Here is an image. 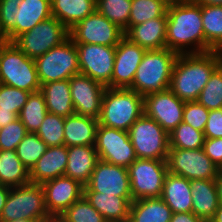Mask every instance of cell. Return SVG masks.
I'll return each instance as SVG.
<instances>
[{
	"label": "cell",
	"instance_id": "obj_1",
	"mask_svg": "<svg viewBox=\"0 0 222 222\" xmlns=\"http://www.w3.org/2000/svg\"><path fill=\"white\" fill-rule=\"evenodd\" d=\"M166 48L178 55L205 53L201 6L193 0L168 6Z\"/></svg>",
	"mask_w": 222,
	"mask_h": 222
},
{
	"label": "cell",
	"instance_id": "obj_2",
	"mask_svg": "<svg viewBox=\"0 0 222 222\" xmlns=\"http://www.w3.org/2000/svg\"><path fill=\"white\" fill-rule=\"evenodd\" d=\"M219 67L215 51L180 54L173 66L169 89L183 101H196L212 73Z\"/></svg>",
	"mask_w": 222,
	"mask_h": 222
},
{
	"label": "cell",
	"instance_id": "obj_3",
	"mask_svg": "<svg viewBox=\"0 0 222 222\" xmlns=\"http://www.w3.org/2000/svg\"><path fill=\"white\" fill-rule=\"evenodd\" d=\"M177 57V53L167 48L146 50L129 89L143 97L169 89L172 70Z\"/></svg>",
	"mask_w": 222,
	"mask_h": 222
},
{
	"label": "cell",
	"instance_id": "obj_4",
	"mask_svg": "<svg viewBox=\"0 0 222 222\" xmlns=\"http://www.w3.org/2000/svg\"><path fill=\"white\" fill-rule=\"evenodd\" d=\"M144 113L143 96L129 88L106 87L98 125L127 131Z\"/></svg>",
	"mask_w": 222,
	"mask_h": 222
},
{
	"label": "cell",
	"instance_id": "obj_5",
	"mask_svg": "<svg viewBox=\"0 0 222 222\" xmlns=\"http://www.w3.org/2000/svg\"><path fill=\"white\" fill-rule=\"evenodd\" d=\"M0 84L31 93L41 89L35 60L27 57L13 42L0 44Z\"/></svg>",
	"mask_w": 222,
	"mask_h": 222
},
{
	"label": "cell",
	"instance_id": "obj_6",
	"mask_svg": "<svg viewBox=\"0 0 222 222\" xmlns=\"http://www.w3.org/2000/svg\"><path fill=\"white\" fill-rule=\"evenodd\" d=\"M49 216L42 185L29 182L25 185L10 187L0 222L17 219L39 220L42 222Z\"/></svg>",
	"mask_w": 222,
	"mask_h": 222
},
{
	"label": "cell",
	"instance_id": "obj_7",
	"mask_svg": "<svg viewBox=\"0 0 222 222\" xmlns=\"http://www.w3.org/2000/svg\"><path fill=\"white\" fill-rule=\"evenodd\" d=\"M40 84L70 79L80 73L76 44L68 37L35 59Z\"/></svg>",
	"mask_w": 222,
	"mask_h": 222
},
{
	"label": "cell",
	"instance_id": "obj_8",
	"mask_svg": "<svg viewBox=\"0 0 222 222\" xmlns=\"http://www.w3.org/2000/svg\"><path fill=\"white\" fill-rule=\"evenodd\" d=\"M137 158L167 160L169 134L144 113L128 130Z\"/></svg>",
	"mask_w": 222,
	"mask_h": 222
},
{
	"label": "cell",
	"instance_id": "obj_9",
	"mask_svg": "<svg viewBox=\"0 0 222 222\" xmlns=\"http://www.w3.org/2000/svg\"><path fill=\"white\" fill-rule=\"evenodd\" d=\"M69 37V30L55 17L41 21L12 42L29 58L36 59Z\"/></svg>",
	"mask_w": 222,
	"mask_h": 222
},
{
	"label": "cell",
	"instance_id": "obj_10",
	"mask_svg": "<svg viewBox=\"0 0 222 222\" xmlns=\"http://www.w3.org/2000/svg\"><path fill=\"white\" fill-rule=\"evenodd\" d=\"M127 170L133 201L161 197L168 173L167 160L137 158Z\"/></svg>",
	"mask_w": 222,
	"mask_h": 222
},
{
	"label": "cell",
	"instance_id": "obj_11",
	"mask_svg": "<svg viewBox=\"0 0 222 222\" xmlns=\"http://www.w3.org/2000/svg\"><path fill=\"white\" fill-rule=\"evenodd\" d=\"M167 166L169 173L188 180L216 179L220 169L205 154L203 148H169Z\"/></svg>",
	"mask_w": 222,
	"mask_h": 222
},
{
	"label": "cell",
	"instance_id": "obj_12",
	"mask_svg": "<svg viewBox=\"0 0 222 222\" xmlns=\"http://www.w3.org/2000/svg\"><path fill=\"white\" fill-rule=\"evenodd\" d=\"M125 36L124 30L95 10L69 30L74 43L117 46Z\"/></svg>",
	"mask_w": 222,
	"mask_h": 222
},
{
	"label": "cell",
	"instance_id": "obj_13",
	"mask_svg": "<svg viewBox=\"0 0 222 222\" xmlns=\"http://www.w3.org/2000/svg\"><path fill=\"white\" fill-rule=\"evenodd\" d=\"M95 149L99 160L128 168L137 159L127 131L98 125Z\"/></svg>",
	"mask_w": 222,
	"mask_h": 222
},
{
	"label": "cell",
	"instance_id": "obj_14",
	"mask_svg": "<svg viewBox=\"0 0 222 222\" xmlns=\"http://www.w3.org/2000/svg\"><path fill=\"white\" fill-rule=\"evenodd\" d=\"M80 74L111 88L116 46L75 43Z\"/></svg>",
	"mask_w": 222,
	"mask_h": 222
},
{
	"label": "cell",
	"instance_id": "obj_15",
	"mask_svg": "<svg viewBox=\"0 0 222 222\" xmlns=\"http://www.w3.org/2000/svg\"><path fill=\"white\" fill-rule=\"evenodd\" d=\"M185 101L170 89L143 97L144 114L154 119L168 134L183 122Z\"/></svg>",
	"mask_w": 222,
	"mask_h": 222
},
{
	"label": "cell",
	"instance_id": "obj_16",
	"mask_svg": "<svg viewBox=\"0 0 222 222\" xmlns=\"http://www.w3.org/2000/svg\"><path fill=\"white\" fill-rule=\"evenodd\" d=\"M83 191H94L121 197H132L126 167L99 160Z\"/></svg>",
	"mask_w": 222,
	"mask_h": 222
},
{
	"label": "cell",
	"instance_id": "obj_17",
	"mask_svg": "<svg viewBox=\"0 0 222 222\" xmlns=\"http://www.w3.org/2000/svg\"><path fill=\"white\" fill-rule=\"evenodd\" d=\"M69 84L74 112L81 116L98 119L106 87L80 73L73 75L69 79Z\"/></svg>",
	"mask_w": 222,
	"mask_h": 222
},
{
	"label": "cell",
	"instance_id": "obj_18",
	"mask_svg": "<svg viewBox=\"0 0 222 222\" xmlns=\"http://www.w3.org/2000/svg\"><path fill=\"white\" fill-rule=\"evenodd\" d=\"M45 205L50 216L62 215L75 201L83 196V188L78 181L65 175L42 184Z\"/></svg>",
	"mask_w": 222,
	"mask_h": 222
},
{
	"label": "cell",
	"instance_id": "obj_19",
	"mask_svg": "<svg viewBox=\"0 0 222 222\" xmlns=\"http://www.w3.org/2000/svg\"><path fill=\"white\" fill-rule=\"evenodd\" d=\"M146 49L125 36L116 46L111 88H129Z\"/></svg>",
	"mask_w": 222,
	"mask_h": 222
},
{
	"label": "cell",
	"instance_id": "obj_20",
	"mask_svg": "<svg viewBox=\"0 0 222 222\" xmlns=\"http://www.w3.org/2000/svg\"><path fill=\"white\" fill-rule=\"evenodd\" d=\"M67 146H51L29 171L30 182L43 183L63 176L67 167Z\"/></svg>",
	"mask_w": 222,
	"mask_h": 222
},
{
	"label": "cell",
	"instance_id": "obj_21",
	"mask_svg": "<svg viewBox=\"0 0 222 222\" xmlns=\"http://www.w3.org/2000/svg\"><path fill=\"white\" fill-rule=\"evenodd\" d=\"M67 167L64 175L86 186L99 161L95 145L67 147Z\"/></svg>",
	"mask_w": 222,
	"mask_h": 222
},
{
	"label": "cell",
	"instance_id": "obj_22",
	"mask_svg": "<svg viewBox=\"0 0 222 222\" xmlns=\"http://www.w3.org/2000/svg\"><path fill=\"white\" fill-rule=\"evenodd\" d=\"M167 17H158L131 26L124 34L133 43L146 50L166 48Z\"/></svg>",
	"mask_w": 222,
	"mask_h": 222
},
{
	"label": "cell",
	"instance_id": "obj_23",
	"mask_svg": "<svg viewBox=\"0 0 222 222\" xmlns=\"http://www.w3.org/2000/svg\"><path fill=\"white\" fill-rule=\"evenodd\" d=\"M86 200L104 217L107 222H128L132 197H121L83 191Z\"/></svg>",
	"mask_w": 222,
	"mask_h": 222
},
{
	"label": "cell",
	"instance_id": "obj_24",
	"mask_svg": "<svg viewBox=\"0 0 222 222\" xmlns=\"http://www.w3.org/2000/svg\"><path fill=\"white\" fill-rule=\"evenodd\" d=\"M192 212L204 222H209L219 206L215 179L190 180Z\"/></svg>",
	"mask_w": 222,
	"mask_h": 222
},
{
	"label": "cell",
	"instance_id": "obj_25",
	"mask_svg": "<svg viewBox=\"0 0 222 222\" xmlns=\"http://www.w3.org/2000/svg\"><path fill=\"white\" fill-rule=\"evenodd\" d=\"M161 198L173 213L192 212L190 180L168 172L164 179Z\"/></svg>",
	"mask_w": 222,
	"mask_h": 222
},
{
	"label": "cell",
	"instance_id": "obj_26",
	"mask_svg": "<svg viewBox=\"0 0 222 222\" xmlns=\"http://www.w3.org/2000/svg\"><path fill=\"white\" fill-rule=\"evenodd\" d=\"M98 119L76 113L64 118V145H95Z\"/></svg>",
	"mask_w": 222,
	"mask_h": 222
},
{
	"label": "cell",
	"instance_id": "obj_27",
	"mask_svg": "<svg viewBox=\"0 0 222 222\" xmlns=\"http://www.w3.org/2000/svg\"><path fill=\"white\" fill-rule=\"evenodd\" d=\"M96 10V0H51V14L68 30Z\"/></svg>",
	"mask_w": 222,
	"mask_h": 222
},
{
	"label": "cell",
	"instance_id": "obj_28",
	"mask_svg": "<svg viewBox=\"0 0 222 222\" xmlns=\"http://www.w3.org/2000/svg\"><path fill=\"white\" fill-rule=\"evenodd\" d=\"M40 91L44 95L49 113L64 118L75 113L69 79L42 84Z\"/></svg>",
	"mask_w": 222,
	"mask_h": 222
},
{
	"label": "cell",
	"instance_id": "obj_29",
	"mask_svg": "<svg viewBox=\"0 0 222 222\" xmlns=\"http://www.w3.org/2000/svg\"><path fill=\"white\" fill-rule=\"evenodd\" d=\"M172 214L161 197L142 198L131 202L128 222H170Z\"/></svg>",
	"mask_w": 222,
	"mask_h": 222
},
{
	"label": "cell",
	"instance_id": "obj_30",
	"mask_svg": "<svg viewBox=\"0 0 222 222\" xmlns=\"http://www.w3.org/2000/svg\"><path fill=\"white\" fill-rule=\"evenodd\" d=\"M51 16V0H21L16 7V37Z\"/></svg>",
	"mask_w": 222,
	"mask_h": 222
},
{
	"label": "cell",
	"instance_id": "obj_31",
	"mask_svg": "<svg viewBox=\"0 0 222 222\" xmlns=\"http://www.w3.org/2000/svg\"><path fill=\"white\" fill-rule=\"evenodd\" d=\"M29 182V170L22 164L16 150H0V185L17 187Z\"/></svg>",
	"mask_w": 222,
	"mask_h": 222
},
{
	"label": "cell",
	"instance_id": "obj_32",
	"mask_svg": "<svg viewBox=\"0 0 222 222\" xmlns=\"http://www.w3.org/2000/svg\"><path fill=\"white\" fill-rule=\"evenodd\" d=\"M205 35V52L215 51L222 44V6H201Z\"/></svg>",
	"mask_w": 222,
	"mask_h": 222
},
{
	"label": "cell",
	"instance_id": "obj_33",
	"mask_svg": "<svg viewBox=\"0 0 222 222\" xmlns=\"http://www.w3.org/2000/svg\"><path fill=\"white\" fill-rule=\"evenodd\" d=\"M47 112L44 95L41 91H37L30 93L18 118L25 125L28 133H36Z\"/></svg>",
	"mask_w": 222,
	"mask_h": 222
},
{
	"label": "cell",
	"instance_id": "obj_34",
	"mask_svg": "<svg viewBox=\"0 0 222 222\" xmlns=\"http://www.w3.org/2000/svg\"><path fill=\"white\" fill-rule=\"evenodd\" d=\"M168 5L161 0H131L128 29L158 17H167Z\"/></svg>",
	"mask_w": 222,
	"mask_h": 222
},
{
	"label": "cell",
	"instance_id": "obj_35",
	"mask_svg": "<svg viewBox=\"0 0 222 222\" xmlns=\"http://www.w3.org/2000/svg\"><path fill=\"white\" fill-rule=\"evenodd\" d=\"M96 10L117 24L124 33L128 30L131 0H96Z\"/></svg>",
	"mask_w": 222,
	"mask_h": 222
},
{
	"label": "cell",
	"instance_id": "obj_36",
	"mask_svg": "<svg viewBox=\"0 0 222 222\" xmlns=\"http://www.w3.org/2000/svg\"><path fill=\"white\" fill-rule=\"evenodd\" d=\"M204 139V132L196 130L191 125L181 122L169 133V148H203Z\"/></svg>",
	"mask_w": 222,
	"mask_h": 222
},
{
	"label": "cell",
	"instance_id": "obj_37",
	"mask_svg": "<svg viewBox=\"0 0 222 222\" xmlns=\"http://www.w3.org/2000/svg\"><path fill=\"white\" fill-rule=\"evenodd\" d=\"M47 148V144L36 133H27L18 144L16 154L22 164L30 171Z\"/></svg>",
	"mask_w": 222,
	"mask_h": 222
},
{
	"label": "cell",
	"instance_id": "obj_38",
	"mask_svg": "<svg viewBox=\"0 0 222 222\" xmlns=\"http://www.w3.org/2000/svg\"><path fill=\"white\" fill-rule=\"evenodd\" d=\"M36 134L48 147L64 145V117L47 112Z\"/></svg>",
	"mask_w": 222,
	"mask_h": 222
},
{
	"label": "cell",
	"instance_id": "obj_39",
	"mask_svg": "<svg viewBox=\"0 0 222 222\" xmlns=\"http://www.w3.org/2000/svg\"><path fill=\"white\" fill-rule=\"evenodd\" d=\"M196 101L208 110L222 108V68L220 66L212 73Z\"/></svg>",
	"mask_w": 222,
	"mask_h": 222
},
{
	"label": "cell",
	"instance_id": "obj_40",
	"mask_svg": "<svg viewBox=\"0 0 222 222\" xmlns=\"http://www.w3.org/2000/svg\"><path fill=\"white\" fill-rule=\"evenodd\" d=\"M61 217L66 222H107L84 196L75 201Z\"/></svg>",
	"mask_w": 222,
	"mask_h": 222
},
{
	"label": "cell",
	"instance_id": "obj_41",
	"mask_svg": "<svg viewBox=\"0 0 222 222\" xmlns=\"http://www.w3.org/2000/svg\"><path fill=\"white\" fill-rule=\"evenodd\" d=\"M21 0H0V36L12 42L16 38V7Z\"/></svg>",
	"mask_w": 222,
	"mask_h": 222
},
{
	"label": "cell",
	"instance_id": "obj_42",
	"mask_svg": "<svg viewBox=\"0 0 222 222\" xmlns=\"http://www.w3.org/2000/svg\"><path fill=\"white\" fill-rule=\"evenodd\" d=\"M31 92L16 87L0 84V111L14 112L17 116Z\"/></svg>",
	"mask_w": 222,
	"mask_h": 222
},
{
	"label": "cell",
	"instance_id": "obj_43",
	"mask_svg": "<svg viewBox=\"0 0 222 222\" xmlns=\"http://www.w3.org/2000/svg\"><path fill=\"white\" fill-rule=\"evenodd\" d=\"M27 133L25 125L19 118L0 128V150H16Z\"/></svg>",
	"mask_w": 222,
	"mask_h": 222
},
{
	"label": "cell",
	"instance_id": "obj_44",
	"mask_svg": "<svg viewBox=\"0 0 222 222\" xmlns=\"http://www.w3.org/2000/svg\"><path fill=\"white\" fill-rule=\"evenodd\" d=\"M209 112L210 110L197 101H186L183 110V122L204 132Z\"/></svg>",
	"mask_w": 222,
	"mask_h": 222
},
{
	"label": "cell",
	"instance_id": "obj_45",
	"mask_svg": "<svg viewBox=\"0 0 222 222\" xmlns=\"http://www.w3.org/2000/svg\"><path fill=\"white\" fill-rule=\"evenodd\" d=\"M205 138H222V108L210 110L204 128Z\"/></svg>",
	"mask_w": 222,
	"mask_h": 222
},
{
	"label": "cell",
	"instance_id": "obj_46",
	"mask_svg": "<svg viewBox=\"0 0 222 222\" xmlns=\"http://www.w3.org/2000/svg\"><path fill=\"white\" fill-rule=\"evenodd\" d=\"M203 149L212 162L222 168V138H205Z\"/></svg>",
	"mask_w": 222,
	"mask_h": 222
},
{
	"label": "cell",
	"instance_id": "obj_47",
	"mask_svg": "<svg viewBox=\"0 0 222 222\" xmlns=\"http://www.w3.org/2000/svg\"><path fill=\"white\" fill-rule=\"evenodd\" d=\"M170 222H204L193 212L173 213Z\"/></svg>",
	"mask_w": 222,
	"mask_h": 222
},
{
	"label": "cell",
	"instance_id": "obj_48",
	"mask_svg": "<svg viewBox=\"0 0 222 222\" xmlns=\"http://www.w3.org/2000/svg\"><path fill=\"white\" fill-rule=\"evenodd\" d=\"M18 116L12 112L0 111V128L7 126L10 122L16 120Z\"/></svg>",
	"mask_w": 222,
	"mask_h": 222
},
{
	"label": "cell",
	"instance_id": "obj_49",
	"mask_svg": "<svg viewBox=\"0 0 222 222\" xmlns=\"http://www.w3.org/2000/svg\"><path fill=\"white\" fill-rule=\"evenodd\" d=\"M10 192V187L5 185H0V217L3 211V208L6 204L7 197Z\"/></svg>",
	"mask_w": 222,
	"mask_h": 222
},
{
	"label": "cell",
	"instance_id": "obj_50",
	"mask_svg": "<svg viewBox=\"0 0 222 222\" xmlns=\"http://www.w3.org/2000/svg\"><path fill=\"white\" fill-rule=\"evenodd\" d=\"M215 182H216L218 200L219 203H222V168L219 169V173L215 179Z\"/></svg>",
	"mask_w": 222,
	"mask_h": 222
},
{
	"label": "cell",
	"instance_id": "obj_51",
	"mask_svg": "<svg viewBox=\"0 0 222 222\" xmlns=\"http://www.w3.org/2000/svg\"><path fill=\"white\" fill-rule=\"evenodd\" d=\"M193 1L200 6H211V5L222 6V0H193Z\"/></svg>",
	"mask_w": 222,
	"mask_h": 222
},
{
	"label": "cell",
	"instance_id": "obj_52",
	"mask_svg": "<svg viewBox=\"0 0 222 222\" xmlns=\"http://www.w3.org/2000/svg\"><path fill=\"white\" fill-rule=\"evenodd\" d=\"M209 222H222V203H219L214 217Z\"/></svg>",
	"mask_w": 222,
	"mask_h": 222
},
{
	"label": "cell",
	"instance_id": "obj_53",
	"mask_svg": "<svg viewBox=\"0 0 222 222\" xmlns=\"http://www.w3.org/2000/svg\"><path fill=\"white\" fill-rule=\"evenodd\" d=\"M42 222H66V221L60 215V216H49L48 218L44 219Z\"/></svg>",
	"mask_w": 222,
	"mask_h": 222
},
{
	"label": "cell",
	"instance_id": "obj_54",
	"mask_svg": "<svg viewBox=\"0 0 222 222\" xmlns=\"http://www.w3.org/2000/svg\"><path fill=\"white\" fill-rule=\"evenodd\" d=\"M219 60V66L222 68V44L215 50Z\"/></svg>",
	"mask_w": 222,
	"mask_h": 222
},
{
	"label": "cell",
	"instance_id": "obj_55",
	"mask_svg": "<svg viewBox=\"0 0 222 222\" xmlns=\"http://www.w3.org/2000/svg\"><path fill=\"white\" fill-rule=\"evenodd\" d=\"M7 222H41V221H39V220L17 219V220L7 221Z\"/></svg>",
	"mask_w": 222,
	"mask_h": 222
},
{
	"label": "cell",
	"instance_id": "obj_56",
	"mask_svg": "<svg viewBox=\"0 0 222 222\" xmlns=\"http://www.w3.org/2000/svg\"><path fill=\"white\" fill-rule=\"evenodd\" d=\"M161 1L167 4L168 6H171L172 4L177 3L180 0H161Z\"/></svg>",
	"mask_w": 222,
	"mask_h": 222
},
{
	"label": "cell",
	"instance_id": "obj_57",
	"mask_svg": "<svg viewBox=\"0 0 222 222\" xmlns=\"http://www.w3.org/2000/svg\"><path fill=\"white\" fill-rule=\"evenodd\" d=\"M3 41H4L3 38L0 36V44H1Z\"/></svg>",
	"mask_w": 222,
	"mask_h": 222
}]
</instances>
